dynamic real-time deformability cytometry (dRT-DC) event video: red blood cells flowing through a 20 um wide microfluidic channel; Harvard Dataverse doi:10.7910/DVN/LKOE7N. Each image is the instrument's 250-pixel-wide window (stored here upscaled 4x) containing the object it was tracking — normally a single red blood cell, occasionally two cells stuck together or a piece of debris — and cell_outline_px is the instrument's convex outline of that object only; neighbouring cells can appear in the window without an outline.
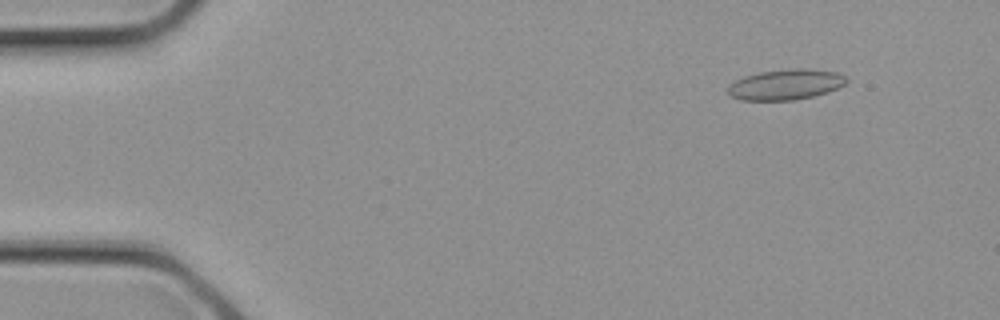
{"species": "common noctule bat (a hibernating species)", "species_latin": "Nyctalus noctula", "temperature_condition": "cold", "stored_images_in_passage": 3, "segment_of_instrument_passage": [1, 2], "camera_frame_rate_fps": 3000, "um_per_image_px": 0.085, "animal": {"sex": "female", "body_mass_g": 21.9}, "frame": {"image": 1, "passage_image": 1, "time_ms": 0.0, "image_size_px": [1000, 320], "cell_outline_px": [[848, 80], [844, 84], [828, 92], [796, 100], [740, 100], [732, 96], [728, 92], [728, 84], [744, 76], [760, 72], [792, 68], [808, 68], [840, 72]], "centroid_in_image_um": [66.79, 7.17], "position_along_channel_um": 18.2, "area_um2": 21.15}}